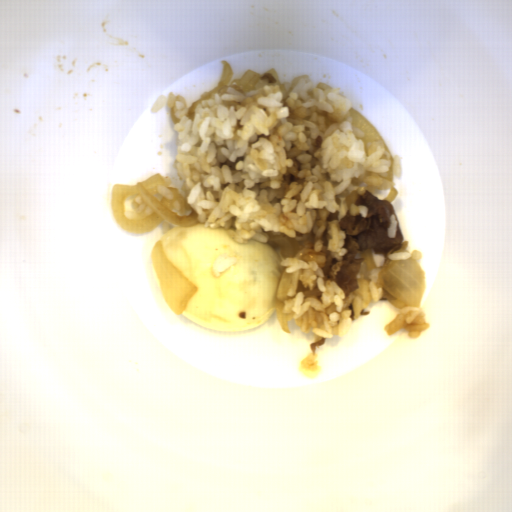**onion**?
<instances>
[{
  "label": "onion",
  "instance_id": "onion-1",
  "mask_svg": "<svg viewBox=\"0 0 512 512\" xmlns=\"http://www.w3.org/2000/svg\"><path fill=\"white\" fill-rule=\"evenodd\" d=\"M171 185L170 177H163L158 172L136 185L113 184L111 189V212L119 227L129 234L149 233L159 225L171 224L176 227H190L198 222V213L186 202L183 194ZM164 187L171 191L175 200L180 201V208L174 210L169 200L161 198L156 188ZM140 195L155 214L141 217L133 213L130 201Z\"/></svg>",
  "mask_w": 512,
  "mask_h": 512
},
{
  "label": "onion",
  "instance_id": "onion-2",
  "mask_svg": "<svg viewBox=\"0 0 512 512\" xmlns=\"http://www.w3.org/2000/svg\"><path fill=\"white\" fill-rule=\"evenodd\" d=\"M375 286L380 287L393 299L388 300L395 307H421L426 291V272L408 258L388 261L377 275Z\"/></svg>",
  "mask_w": 512,
  "mask_h": 512
},
{
  "label": "onion",
  "instance_id": "onion-3",
  "mask_svg": "<svg viewBox=\"0 0 512 512\" xmlns=\"http://www.w3.org/2000/svg\"><path fill=\"white\" fill-rule=\"evenodd\" d=\"M150 263L170 310L182 315L199 287L166 257L160 240L151 246Z\"/></svg>",
  "mask_w": 512,
  "mask_h": 512
},
{
  "label": "onion",
  "instance_id": "onion-4",
  "mask_svg": "<svg viewBox=\"0 0 512 512\" xmlns=\"http://www.w3.org/2000/svg\"><path fill=\"white\" fill-rule=\"evenodd\" d=\"M220 63L223 65V71L219 78V81L215 88L204 91L198 100H195L186 110L185 117L190 118L194 121L195 116V106L200 104L203 100H210V96L212 93H219L224 88H232L238 92H249L251 91L255 85L259 82L262 75L258 74L252 70L247 69L240 78L232 79L233 77V69L231 64L228 63L225 59H221Z\"/></svg>",
  "mask_w": 512,
  "mask_h": 512
},
{
  "label": "onion",
  "instance_id": "onion-5",
  "mask_svg": "<svg viewBox=\"0 0 512 512\" xmlns=\"http://www.w3.org/2000/svg\"><path fill=\"white\" fill-rule=\"evenodd\" d=\"M348 116L352 117V125L357 129L363 131V137H359L356 139L363 140L365 154L368 157L372 153L377 151L378 145H383L385 151L390 155L386 143L380 133L376 130V128L371 124V122L364 117L359 111H357L354 107H352L349 111ZM389 160H391V164L389 170L387 171V176H383L378 174L381 178L388 180L393 183V160L390 155Z\"/></svg>",
  "mask_w": 512,
  "mask_h": 512
},
{
  "label": "onion",
  "instance_id": "onion-6",
  "mask_svg": "<svg viewBox=\"0 0 512 512\" xmlns=\"http://www.w3.org/2000/svg\"><path fill=\"white\" fill-rule=\"evenodd\" d=\"M293 275L292 273H287V270L284 268V271L277 283L276 291H275V309L276 315L282 330L291 333L289 328L287 327V322L291 320L295 314L294 313H283L282 309L284 306V300L286 298V294L289 288V285L292 281Z\"/></svg>",
  "mask_w": 512,
  "mask_h": 512
},
{
  "label": "onion",
  "instance_id": "onion-7",
  "mask_svg": "<svg viewBox=\"0 0 512 512\" xmlns=\"http://www.w3.org/2000/svg\"><path fill=\"white\" fill-rule=\"evenodd\" d=\"M269 235V245L274 248H280V254L282 258L295 257L296 253L304 248L296 238H290L285 234L274 235L270 231L267 232Z\"/></svg>",
  "mask_w": 512,
  "mask_h": 512
},
{
  "label": "onion",
  "instance_id": "onion-8",
  "mask_svg": "<svg viewBox=\"0 0 512 512\" xmlns=\"http://www.w3.org/2000/svg\"><path fill=\"white\" fill-rule=\"evenodd\" d=\"M399 190L396 189L394 186L392 187L388 197L383 198L382 200H388L389 203L395 200L398 197Z\"/></svg>",
  "mask_w": 512,
  "mask_h": 512
}]
</instances>
